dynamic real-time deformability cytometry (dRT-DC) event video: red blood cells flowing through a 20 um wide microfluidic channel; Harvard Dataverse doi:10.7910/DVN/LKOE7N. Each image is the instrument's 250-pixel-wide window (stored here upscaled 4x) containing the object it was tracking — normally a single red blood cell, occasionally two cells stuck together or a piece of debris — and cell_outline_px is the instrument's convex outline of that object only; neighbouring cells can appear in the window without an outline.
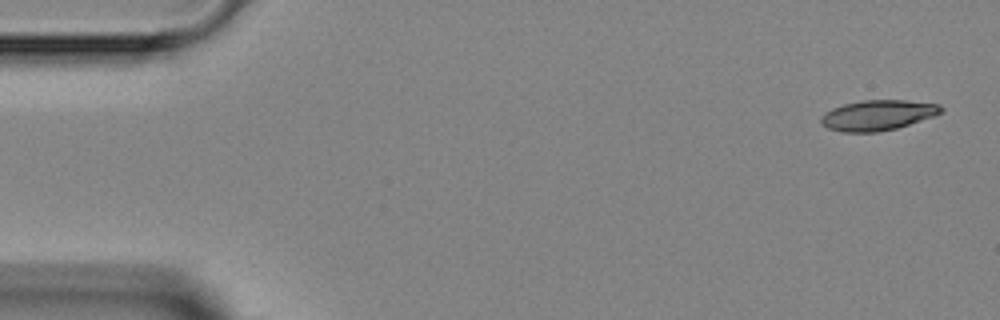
{"species": "Egyptian fruit bat (a non-hibernating species)", "species_latin": "Rousettus aegyptiacus", "temperature_condition": "room temperature", "stored_images_in_passage": 5, "camera_frame_rate_fps": 3000, "um_per_image_px": 0.085, "animal": {"sex": "female"}, "frame": {"image": 1, "passage_image": 1, "time_ms": 0.0, "image_size_px": [1000, 320], "cell_outline_px": [[944, 112], [896, 128], [876, 132], [844, 132], [828, 128], [820, 120], [820, 116], [824, 112], [832, 108], [844, 104], [864, 100], [904, 100], [940, 104], [944, 108]], "centroid_in_image_um": [74.6, 9.78], "position_along_channel_um": 10.4, "area_um2": 21.04}}
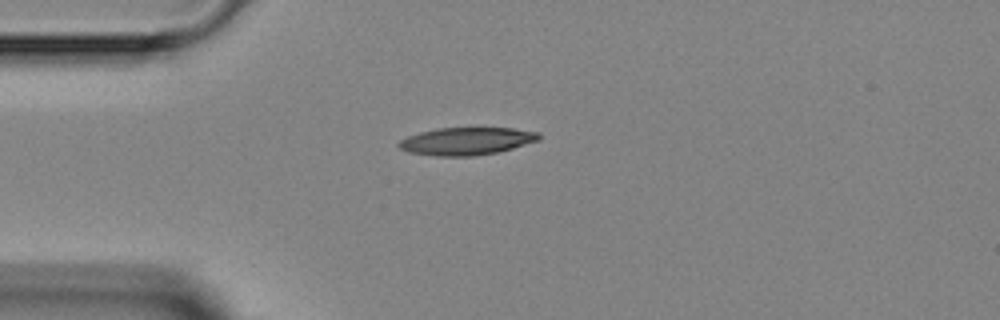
{"frame": {"image": 2, "passage_image": 4, "time_ms": 3.333, "image_size_px": [1000, 320], "cell_outline_px": [[540, 140], [512, 148], [496, 152], [472, 156], [436, 156], [408, 152], [400, 148], [396, 144], [400, 140], [408, 136], [420, 132], [436, 128], [512, 128], [540, 132]], "centroid_in_image_um": [39.65, 11.99], "position_along_channel_um": 45.4, "area_um2": 22.48}}